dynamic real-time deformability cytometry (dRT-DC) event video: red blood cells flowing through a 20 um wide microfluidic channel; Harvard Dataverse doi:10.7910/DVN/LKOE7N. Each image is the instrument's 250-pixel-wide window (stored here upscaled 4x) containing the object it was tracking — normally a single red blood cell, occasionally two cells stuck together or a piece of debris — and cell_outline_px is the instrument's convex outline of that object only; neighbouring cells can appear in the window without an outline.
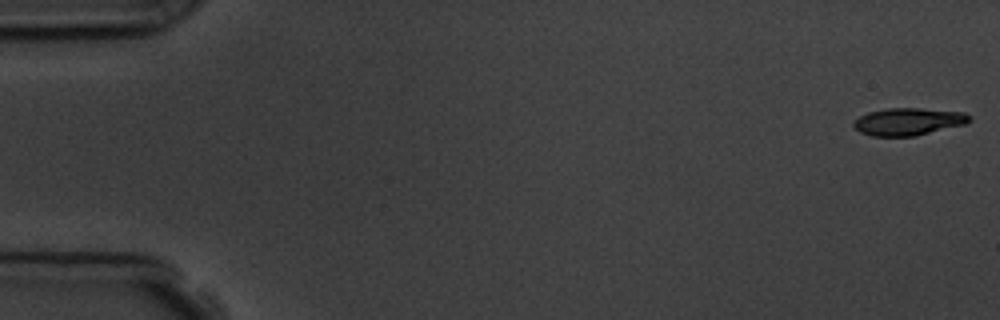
{"species": "common noctule bat (a hibernating species)", "species_latin": "Nyctalus noctula", "temperature_condition": "room temperature", "stored_images_in_passage": 11, "camera_frame_rate_fps": 3000, "um_per_image_px": 0.085, "animal": {"sex": "male", "body_mass_g": 19.5, "forearm_length_mm": 54.6}, "frame": {"image": 1, "passage_image": 1, "time_ms": 0.0, "image_size_px": [1000, 320], "cell_outline_px": [[972, 120], [964, 124], [916, 136], [872, 136], [860, 132], [852, 124], [860, 116], [868, 112], [884, 108], [920, 108], [964, 112], [972, 116]], "centroid_in_image_um": [77.22, 10.33], "position_along_channel_um": 7.8, "area_um2": 18.5}}
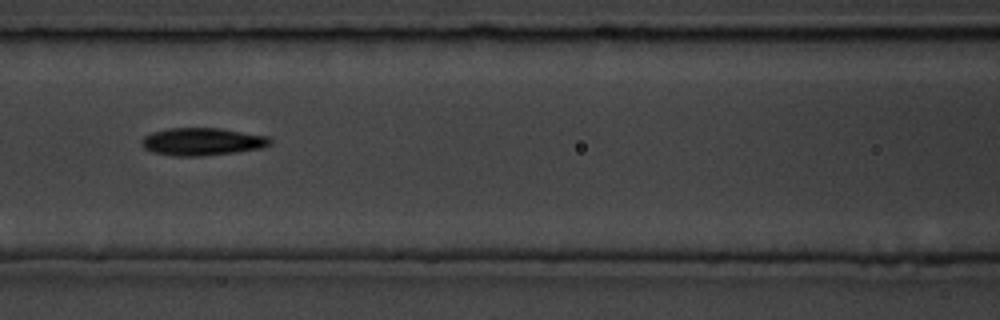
{"frame": {"image": 2, "passage_image": 7, "time_ms": 7.667, "image_size_px": [1000, 320], "cell_outline_px": [[272, 144], [260, 148], [236, 152], [200, 156], [172, 156], [152, 152], [144, 148], [140, 144], [140, 140], [144, 136], [152, 132], [168, 128], [220, 128], [268, 136], [272, 140]], "centroid_in_image_um": [17.16, 12.04], "position_along_channel_um": 149.4, "area_um2": 20.81}}
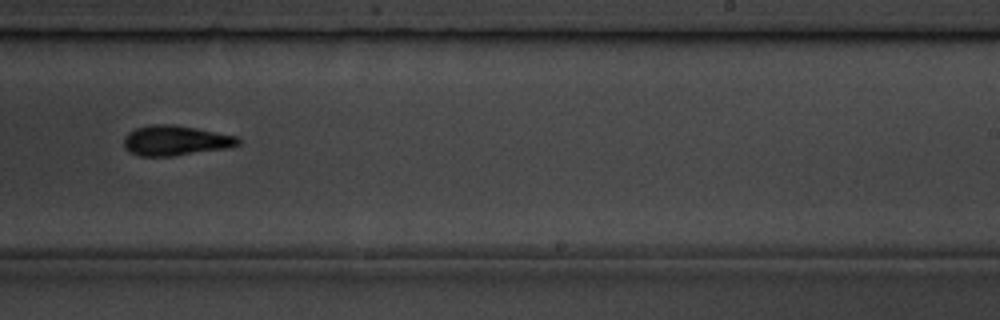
{"frame": {"image": 3, "passage_image": 10, "time_ms": 11.0, "image_size_px": [1000, 320], "cell_outline_px": [[240, 144], [232, 148], [172, 156], [140, 156], [128, 152], [124, 148], [124, 136], [128, 132], [136, 128], [152, 124], [172, 124], [196, 128], [240, 136]], "centroid_in_image_um": [14.95, 11.95], "position_along_channel_um": 274.0, "area_um2": 20.4}}